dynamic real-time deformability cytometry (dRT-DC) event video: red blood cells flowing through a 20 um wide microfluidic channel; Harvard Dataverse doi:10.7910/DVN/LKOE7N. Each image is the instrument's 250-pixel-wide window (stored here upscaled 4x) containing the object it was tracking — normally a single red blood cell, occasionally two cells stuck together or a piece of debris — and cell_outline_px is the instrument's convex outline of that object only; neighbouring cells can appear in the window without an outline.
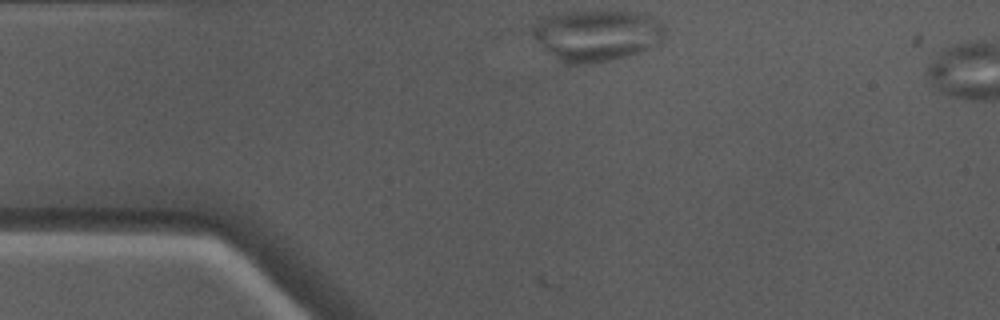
{"species": "Egyptian fruit bat (a non-hibernating species)", "species_latin": "Rousettus aegyptiacus", "temperature_condition": "warm", "stored_images_in_passage": 3, "camera_frame_rate_fps": 3000, "um_per_image_px": 0.085, "animal": {"sex": "male"}, "frame": {"image": 1, "passage_image": 3, "time_ms": 0.667, "image_size_px": [1000, 320], "cell_outline_px": [[664, 36], [656, 44], [640, 52], [608, 60], [580, 64], [564, 64], [544, 48], [528, 32], [532, 24], [540, 16], [552, 12], [636, 12], [652, 16], [660, 20], [664, 28]], "centroid_in_image_um": [50.64, 2.97], "position_along_channel_um": 34.4, "area_um2": 39.65}}